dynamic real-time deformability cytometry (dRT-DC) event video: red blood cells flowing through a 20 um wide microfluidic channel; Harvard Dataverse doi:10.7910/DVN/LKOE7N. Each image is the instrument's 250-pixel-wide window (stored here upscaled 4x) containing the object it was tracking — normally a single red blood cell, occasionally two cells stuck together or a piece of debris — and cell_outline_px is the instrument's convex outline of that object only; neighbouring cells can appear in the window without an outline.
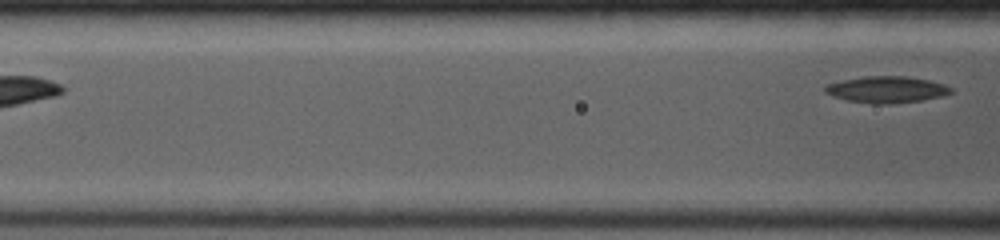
{"species": "common noctule bat (a hibernating species)", "species_latin": "Nyctalus noctula", "temperature_condition": "room temperature", "stored_images_in_passage": 4, "segment_of_instrument_passage": [2, 2], "camera_frame_rate_fps": 4000, "um_per_image_px": 0.085, "animal": {"sex": "female", "body_mass_g": 19.0, "forearm_length_mm": 53.3}, "frame": {"image": 1, "passage_image": 4, "time_ms": 2.25, "image_size_px": [1000, 240], "cell_outline_px": [[956, 92], [924, 100], [888, 104], [872, 104], [848, 100], [832, 96], [824, 92], [824, 84], [840, 80], [864, 76], [904, 76], [928, 80], [944, 84], [952, 88]], "centroid_in_image_um": [75.33, 7.61], "position_along_channel_um": 91.3, "area_um2": 19.65}}